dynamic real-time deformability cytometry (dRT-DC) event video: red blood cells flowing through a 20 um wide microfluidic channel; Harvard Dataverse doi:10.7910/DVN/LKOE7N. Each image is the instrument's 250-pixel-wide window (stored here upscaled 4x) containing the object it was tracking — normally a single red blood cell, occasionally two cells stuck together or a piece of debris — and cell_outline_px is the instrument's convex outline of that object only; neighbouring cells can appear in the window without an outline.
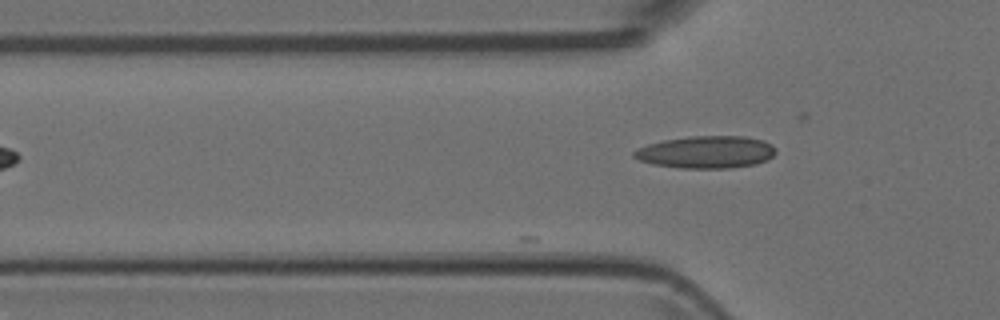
{"species": "Egyptian fruit bat (a non-hibernating species)", "species_latin": "Rousettus aegyptiacus", "temperature_condition": "room temperature", "stored_images_in_passage": 3, "camera_frame_rate_fps": 3000, "um_per_image_px": 0.085, "animal": {"sex": "female"}, "frame": {"image": 1, "passage_image": 3, "time_ms": 0.667, "image_size_px": [1000, 320], "cell_outline_px": [[776, 152], [768, 160], [752, 164], [728, 168], [680, 168], [652, 164], [640, 160], [632, 156], [632, 152], [648, 144], [664, 140], [688, 136], [744, 136], [764, 140], [772, 144], [776, 148]], "centroid_in_image_um": [60.04, 12.92], "position_along_channel_um": 65.8, "area_um2": 26.7}}